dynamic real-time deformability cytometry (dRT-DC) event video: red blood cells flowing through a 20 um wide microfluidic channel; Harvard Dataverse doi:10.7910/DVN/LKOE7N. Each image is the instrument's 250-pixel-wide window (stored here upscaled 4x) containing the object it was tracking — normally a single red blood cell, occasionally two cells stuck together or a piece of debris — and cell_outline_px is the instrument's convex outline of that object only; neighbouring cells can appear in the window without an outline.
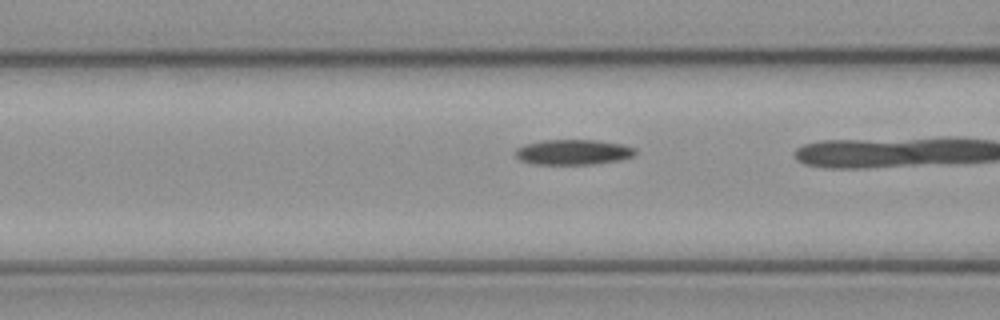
{"species": "common noctule bat (a hibernating species)", "species_latin": "Nyctalus noctula", "temperature_condition": "cold", "stored_images_in_passage": 18, "camera_frame_rate_fps": 3000, "um_per_image_px": 0.085, "animal": {"sex": "female", "body_mass_g": 21.9}, "frame": {"image": 1, "passage_image": 16, "time_ms": 5.0, "image_size_px": [1000, 320], "cell_outline_px": [[636, 152], [632, 156], [620, 160], [592, 164], [532, 164], [520, 160], [516, 156], [516, 148], [524, 144], [540, 140], [596, 140], [620, 144], [636, 148]], "centroid_in_image_um": [48.69, 12.93], "position_along_channel_um": 117.9, "area_um2": 17.63}}